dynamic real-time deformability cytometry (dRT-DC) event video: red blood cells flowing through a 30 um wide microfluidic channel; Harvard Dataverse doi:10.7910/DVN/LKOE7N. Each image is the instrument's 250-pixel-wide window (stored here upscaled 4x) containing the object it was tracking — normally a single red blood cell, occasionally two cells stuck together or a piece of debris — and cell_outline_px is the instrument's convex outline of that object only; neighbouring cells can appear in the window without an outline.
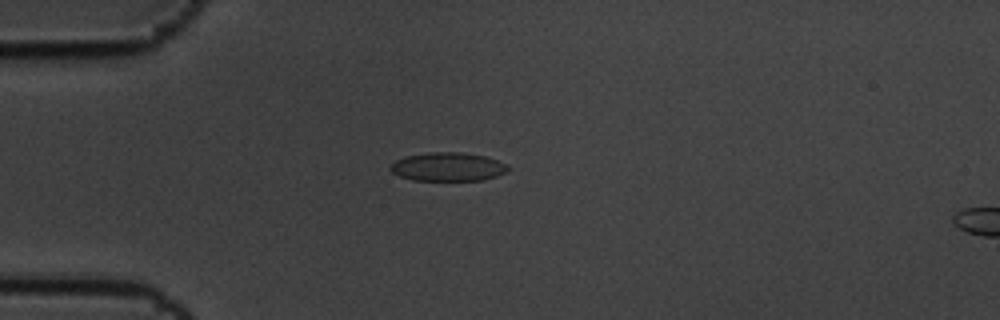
{"species": "common noctule bat (a hibernating species)", "species_latin": "Nyctalus noctula", "temperature_condition": "cold", "stored_images_in_passage": 4, "camera_frame_rate_fps": 3000, "um_per_image_px": 0.085, "animal": {"sex": "male", "body_mass_g": 19.5, "forearm_length_mm": 54.6}, "frame": {"image": 1, "passage_image": 3, "time_ms": 0.667, "image_size_px": [1000, 320], "cell_outline_px": [[508, 172], [484, 180], [412, 180], [400, 176], [392, 172], [388, 168], [396, 160], [404, 156], [428, 152], [460, 152], [484, 156], [496, 160], [504, 164], [508, 168]], "centroid_in_image_um": [38.03, 14.18], "position_along_channel_um": 47.0, "area_um2": 19.54}}